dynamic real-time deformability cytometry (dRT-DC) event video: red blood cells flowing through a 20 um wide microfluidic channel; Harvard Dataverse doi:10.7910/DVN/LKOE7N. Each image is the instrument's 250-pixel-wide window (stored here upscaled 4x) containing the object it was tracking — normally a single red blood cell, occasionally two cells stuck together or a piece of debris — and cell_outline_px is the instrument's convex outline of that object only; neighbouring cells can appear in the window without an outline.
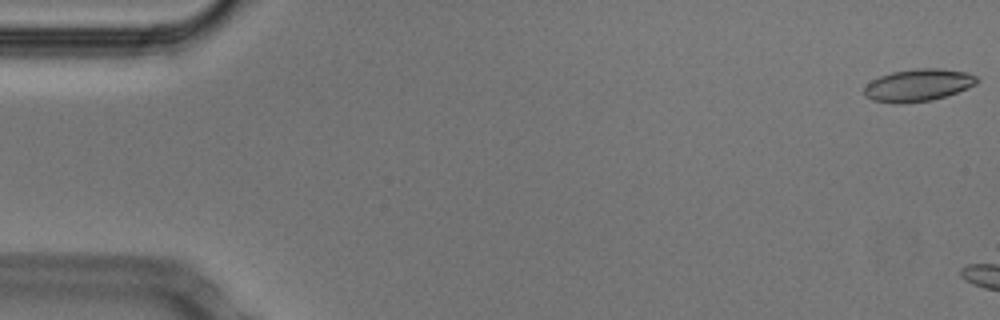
{"species": "Egyptian fruit bat (a non-hibernating species)", "species_latin": "Rousettus aegyptiacus", "temperature_condition": "cold", "stored_images_in_passage": 6, "camera_frame_rate_fps": 3000, "um_per_image_px": 0.085, "animal": {"sex": "male"}, "frame": {"image": 1, "passage_image": 1, "time_ms": 0.0, "image_size_px": [1000, 320], "cell_outline_px": [[980, 80], [976, 84], [968, 88], [932, 100], [900, 104], [892, 104], [872, 100], [864, 92], [864, 88], [872, 80], [880, 76], [892, 72], [916, 68], [940, 68], [968, 72], [976, 76]], "centroid_in_image_um": [78.06, 7.23], "position_along_channel_um": 6.9, "area_um2": 21.27}}